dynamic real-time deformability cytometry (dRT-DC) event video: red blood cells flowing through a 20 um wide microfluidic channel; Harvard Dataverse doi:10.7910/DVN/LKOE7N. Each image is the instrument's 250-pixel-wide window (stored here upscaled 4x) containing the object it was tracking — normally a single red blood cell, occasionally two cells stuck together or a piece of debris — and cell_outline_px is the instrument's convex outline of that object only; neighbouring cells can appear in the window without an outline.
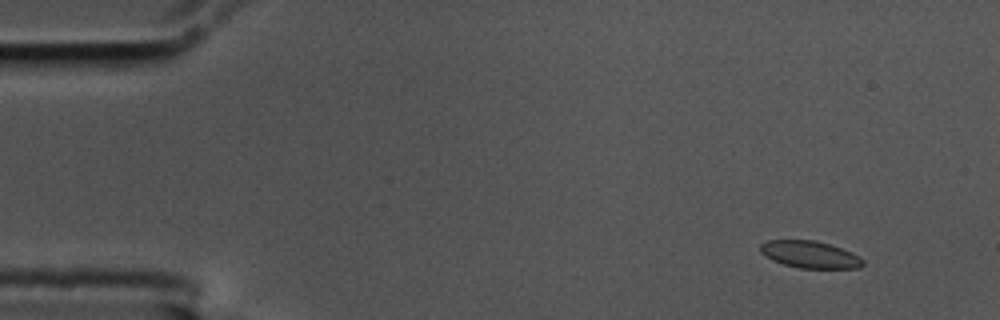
{"species": "common noctule bat (a hibernating species)", "species_latin": "Nyctalus noctula", "temperature_condition": "cold", "stored_images_in_passage": 5, "camera_frame_rate_fps": 3000, "um_per_image_px": 0.085, "animal": {"sex": "male", "body_mass_g": 17.5, "forearm_length_mm": 52.3}, "frame": {"image": 1, "passage_image": 1, "time_ms": 0.0, "image_size_px": [1000, 320], "cell_outline_px": [[864, 264], [860, 268], [800, 268], [784, 264], [772, 260], [760, 252], [760, 244], [768, 240], [816, 240], [852, 252], [860, 256], [864, 260]], "centroid_in_image_um": [68.86, 21.63], "position_along_channel_um": 16.1, "area_um2": 16.18}}
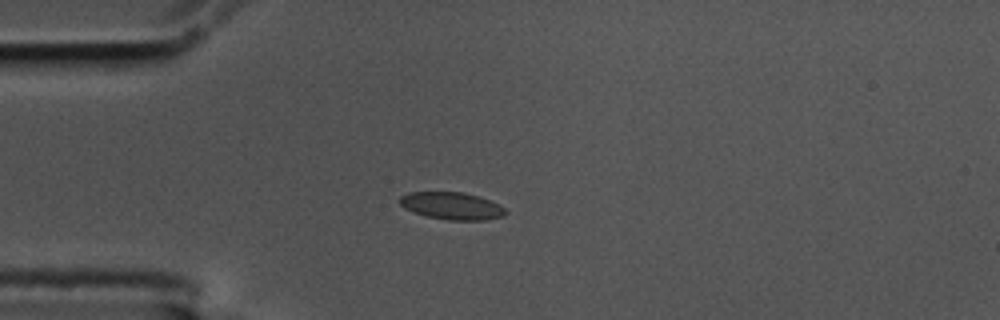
{"frame": {"image": 2, "passage_image": 4, "time_ms": 1.0, "image_size_px": [1000, 320], "cell_outline_px": [[508, 212], [504, 216], [484, 220], [448, 220], [428, 216], [404, 208], [400, 204], [400, 196], [408, 192], [464, 192], [488, 200], [504, 208]], "centroid_in_image_um": [38.39, 17.5], "position_along_channel_um": 46.6, "area_um2": 16.59}}
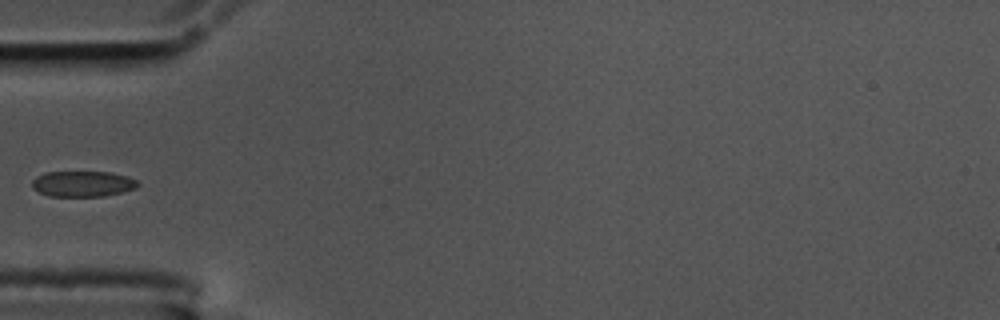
{"frame": {"image": 3, "passage_image": 5, "time_ms": 1.333, "image_size_px": [1000, 320], "cell_outline_px": [[140, 184], [136, 188], [124, 192], [104, 196], [48, 196], [32, 188], [32, 180], [36, 176], [44, 172], [112, 172], [128, 176], [136, 180]], "centroid_in_image_um": [7.04, 15.62], "position_along_channel_um": 78.0, "area_um2": 16.01}}